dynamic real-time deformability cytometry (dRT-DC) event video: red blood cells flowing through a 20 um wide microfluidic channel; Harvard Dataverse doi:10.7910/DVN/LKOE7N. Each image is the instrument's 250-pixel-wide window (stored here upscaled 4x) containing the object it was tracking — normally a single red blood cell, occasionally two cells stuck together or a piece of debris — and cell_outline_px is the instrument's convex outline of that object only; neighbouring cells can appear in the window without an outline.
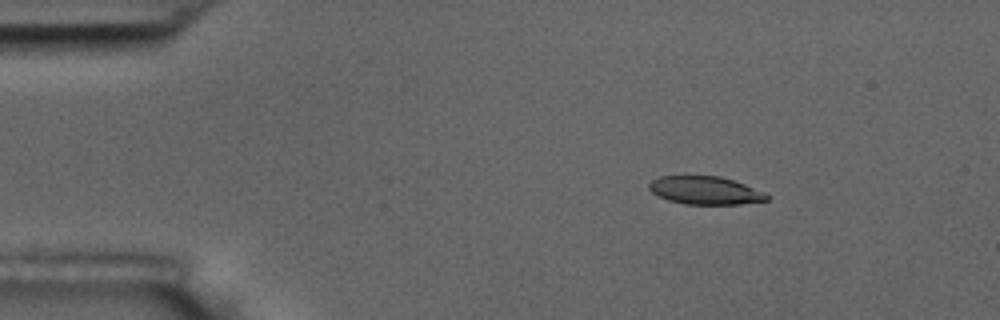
{"species": "common noctule bat (a hibernating species)", "species_latin": "Nyctalus noctula", "temperature_condition": "room temperature", "stored_images_in_passage": 6, "camera_frame_rate_fps": 3000, "um_per_image_px": 0.085, "animal": {"sex": "male", "body_mass_g": 17.5, "forearm_length_mm": 52.3}, "frame": {"image": 1, "passage_image": 2, "time_ms": 1.333, "image_size_px": [1000, 320], "cell_outline_px": [[768, 200], [740, 204], [684, 204], [668, 200], [652, 192], [648, 188], [648, 184], [652, 180], [660, 176], [720, 176], [744, 184], [764, 192], [768, 196]], "centroid_in_image_um": [59.92, 16.18], "position_along_channel_um": 25.1, "area_um2": 19.07}}
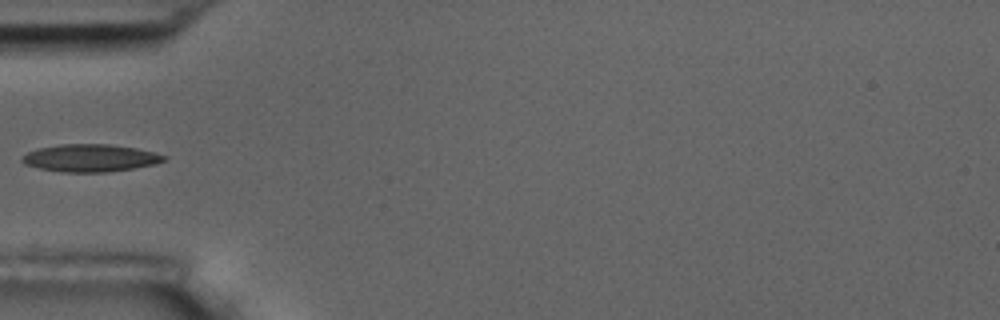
{"frame": {"image": 2, "passage_image": 5, "time_ms": 4.667, "image_size_px": [1000, 320], "cell_outline_px": [[168, 156], [164, 160], [156, 164], [132, 168], [104, 172], [64, 172], [40, 168], [24, 164], [20, 160], [28, 152], [40, 148], [60, 144], [108, 144], [136, 148]], "centroid_in_image_um": [7.67, 13.43], "position_along_channel_um": 77.3, "area_um2": 22.43}}